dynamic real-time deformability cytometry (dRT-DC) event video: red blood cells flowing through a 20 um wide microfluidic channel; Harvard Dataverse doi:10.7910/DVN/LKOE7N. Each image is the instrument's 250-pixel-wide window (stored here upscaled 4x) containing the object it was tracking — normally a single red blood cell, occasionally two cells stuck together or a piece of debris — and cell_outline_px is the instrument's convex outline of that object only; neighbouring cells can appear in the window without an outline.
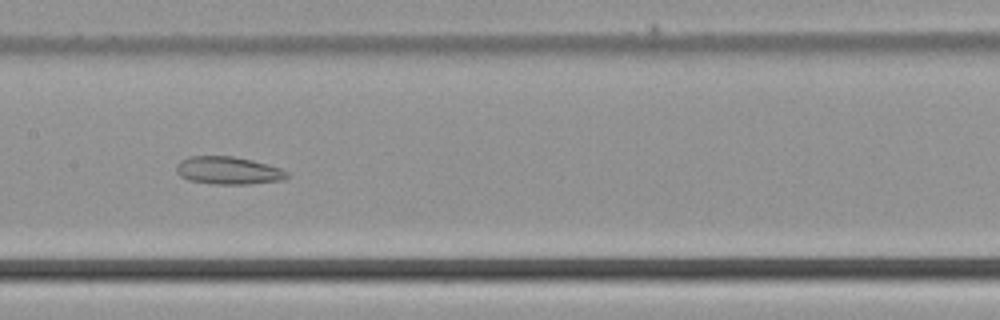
{"species": "common noctule bat (a hibernating species)", "species_latin": "Nyctalus noctula", "temperature_condition": "cold", "stored_images_in_passage": 50, "camera_frame_rate_fps": 3000, "um_per_image_px": 0.085, "animal": {"sex": "male", "body_mass_g": 21.5, "forearm_length_mm": 52.0}, "frame": {"image": 1, "passage_image": 25, "time_ms": 8.0, "image_size_px": [1000, 320], "cell_outline_px": [[292, 176], [284, 180], [248, 184], [212, 184], [188, 180], [180, 176], [176, 172], [176, 164], [180, 160], [188, 156], [232, 156], [252, 160], [280, 168], [288, 172]], "centroid_in_image_um": [19.4, 14.5], "position_along_channel_um": 188.0, "area_um2": 18.09}}
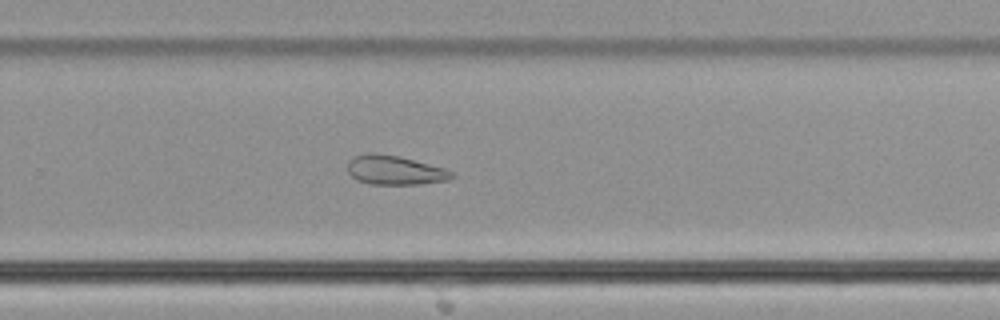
{"frame": {"image": 2, "passage_image": 33, "time_ms": 10.667, "image_size_px": [1000, 320], "cell_outline_px": [[456, 176], [448, 180], [420, 184], [368, 184], [356, 180], [348, 172], [348, 160], [352, 156], [400, 156], [444, 168], [456, 172]], "centroid_in_image_um": [33.63, 14.51], "position_along_channel_um": 296.2, "area_um2": 17.28}}
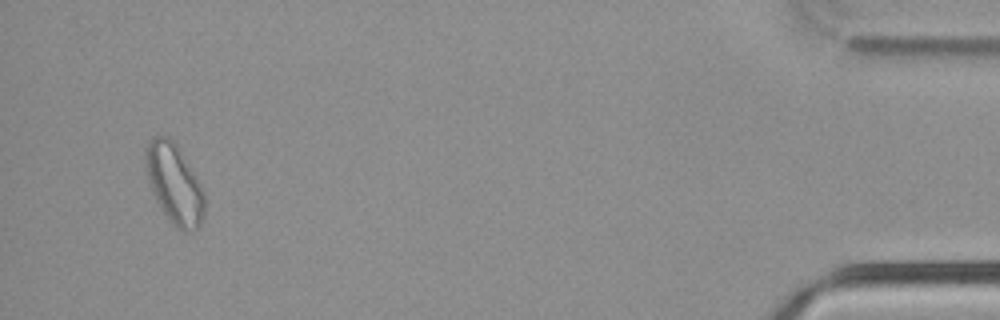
{"frame": {"image": 3, "passage_image": 48, "time_ms": 15.667, "image_size_px": [1000, 320], "cell_outline_px": [[204, 216], [200, 224], [192, 232], [184, 232], [176, 228], [168, 220], [156, 200], [152, 192], [148, 180], [144, 164], [144, 156], [148, 140], [152, 136], [168, 136], [176, 144], [204, 192]], "centroid_in_image_um": [14.78, 15.64], "position_along_channel_um": 420.4, "area_um2": 27.34}}